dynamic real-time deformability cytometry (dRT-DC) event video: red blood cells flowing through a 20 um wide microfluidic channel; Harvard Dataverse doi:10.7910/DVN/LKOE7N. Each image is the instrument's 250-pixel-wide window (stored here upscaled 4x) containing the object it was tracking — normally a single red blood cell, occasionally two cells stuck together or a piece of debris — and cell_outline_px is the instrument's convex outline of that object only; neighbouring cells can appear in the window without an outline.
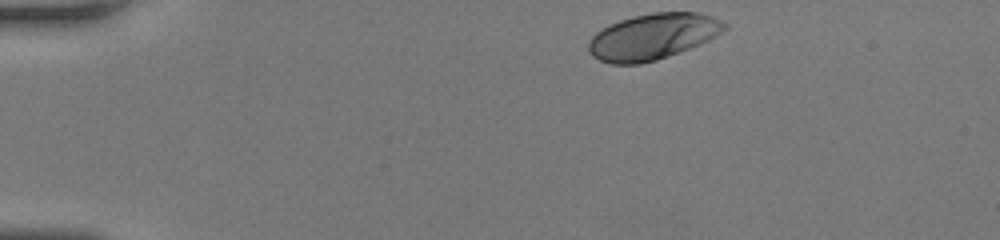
{"species": "human", "species_latin": "Homo sapiens", "temperature_condition": "room temperature", "stored_images_in_passage": 35, "camera_frame_rate_fps": 3000, "um_per_image_px": 0.085, "donor": {"sex": "female"}, "frame": {"image": 1, "passage_image": 1, "time_ms": 0.0, "image_size_px": [1000, 240], "cell_outline_px": [[728, 28], [708, 40], [700, 44], [656, 60], [640, 64], [612, 64], [600, 60], [592, 56], [588, 52], [588, 40], [596, 32], [608, 24], [620, 20], [652, 12], [696, 12], [712, 16], [728, 24]], "centroid_in_image_um": [55.46, 3.11], "position_along_channel_um": 29.5, "area_um2": 36.41}}
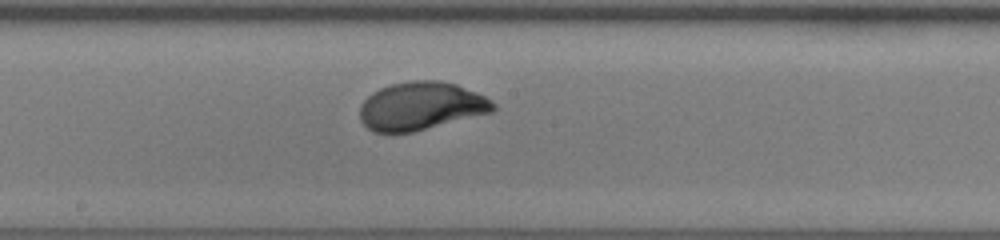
{"frame": {"image": 2, "passage_image": 20, "time_ms": 6.333, "image_size_px": [1000, 240], "cell_outline_px": [[496, 108], [492, 112], [412, 132], [372, 132], [360, 120], [360, 104], [372, 92], [380, 88], [392, 84], [408, 80], [440, 80], [456, 84], [476, 92], [492, 100], [496, 104]], "centroid_in_image_um": [35.78, 9.0], "position_along_channel_um": 212.4, "area_um2": 37.4}}
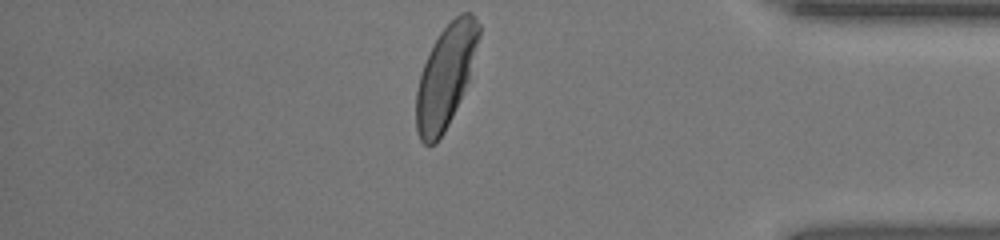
{"frame": {"image": 3, "passage_image": 35, "time_ms": 11.333, "image_size_px": [1000, 240], "cell_outline_px": [[480, 36], [468, 80], [452, 116], [444, 132], [436, 144], [424, 144], [420, 140], [416, 128], [416, 92], [420, 76], [424, 64], [440, 32], [460, 12], [472, 12], [480, 24]], "centroid_in_image_um": [37.88, 6.47], "position_along_channel_um": 397.3, "area_um2": 36.7}, "authors_computed_cell_mechanics": {"area_um2": 37.1076, "velocity_mm_per_s": 4.2003, "shape_relaxation_time_tau1_ms": 2.5131, "shape_relaxation_time_tau2_ms": null, "deformation_change_tau1": 0.1541, "deformation_change_tau2": null}}